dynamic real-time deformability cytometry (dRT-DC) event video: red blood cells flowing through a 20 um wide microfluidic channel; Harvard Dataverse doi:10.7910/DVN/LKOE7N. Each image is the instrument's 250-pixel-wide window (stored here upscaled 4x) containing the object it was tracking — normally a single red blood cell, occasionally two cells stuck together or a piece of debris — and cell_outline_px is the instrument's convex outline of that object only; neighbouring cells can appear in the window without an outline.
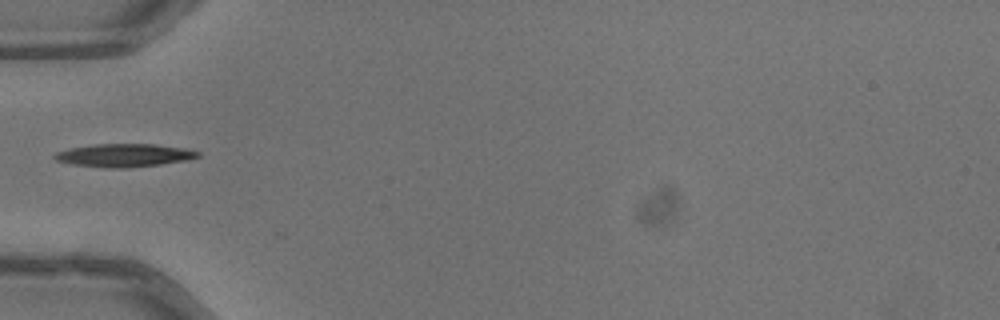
{"species": "common noctule bat (a hibernating species)", "species_latin": "Nyctalus noctula", "temperature_condition": "warm", "stored_images_in_passage": 35, "camera_frame_rate_fps": 3000, "um_per_image_px": 0.085, "animal": {"sex": "male", "body_mass_g": 13.3}, "frame": {"image": 1, "passage_image": 1, "time_ms": 0.0, "image_size_px": [1000, 320], "cell_outline_px": [[200, 156], [188, 160], [160, 164], [128, 168], [108, 168], [72, 164], [56, 160], [52, 156], [56, 152], [68, 148], [92, 144], [156, 144], [184, 148], [200, 152]], "centroid_in_image_um": [10.54, 13.2], "position_along_channel_um": 74.5, "area_um2": 19.36}}
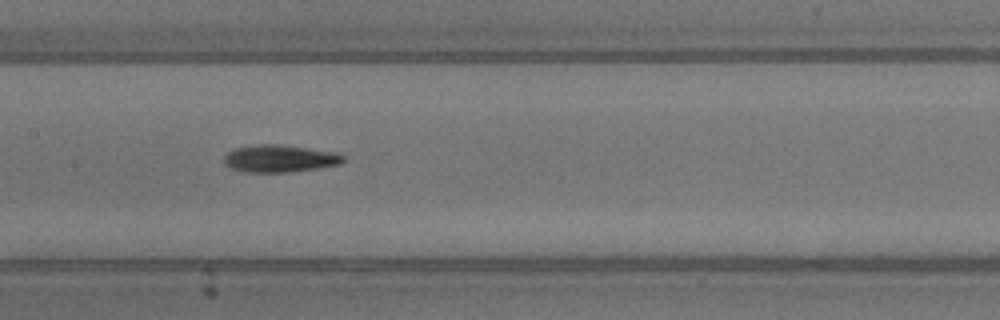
{"frame": {"image": 2, "passage_image": 9, "time_ms": 2.667, "image_size_px": [1000, 320], "cell_outline_px": [[344, 160], [340, 164], [292, 172], [244, 172], [232, 168], [224, 164], [224, 156], [232, 148], [256, 144], [280, 144], [336, 152], [344, 156]], "centroid_in_image_um": [23.74, 13.47], "position_along_channel_um": 183.7, "area_um2": 19.07}}
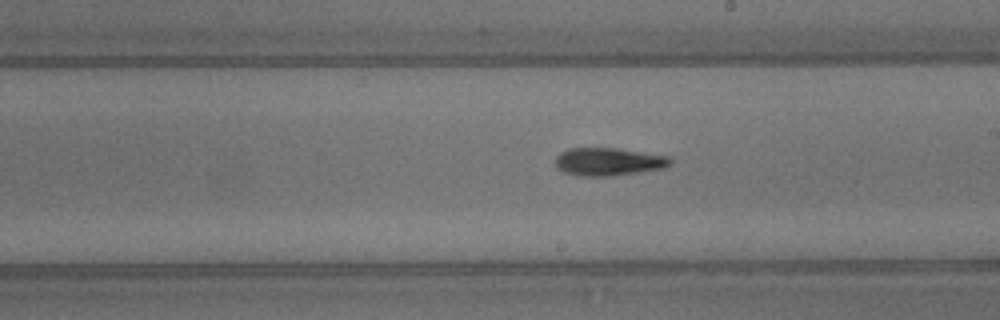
{"frame": {"image": 3, "passage_image": 13, "time_ms": 4.0, "image_size_px": [1000, 320], "cell_outline_px": [[672, 164], [664, 168], [612, 176], [580, 176], [564, 172], [556, 168], [556, 156], [560, 152], [568, 148], [616, 148], [672, 156]], "centroid_in_image_um": [51.74, 13.74], "position_along_channel_um": 237.3, "area_um2": 18.9}, "authors_computed_cell_mechanics": {"area_um2": 18.0336, "velocity_mm_per_s": 4.0456, "shape_relaxation_time_tau1_ms": 4.6615, "shape_relaxation_time_tau2_ms": 9.9169, "deformation_change_tau1": 0.1482, "deformation_change_tau2": 0.2559}}